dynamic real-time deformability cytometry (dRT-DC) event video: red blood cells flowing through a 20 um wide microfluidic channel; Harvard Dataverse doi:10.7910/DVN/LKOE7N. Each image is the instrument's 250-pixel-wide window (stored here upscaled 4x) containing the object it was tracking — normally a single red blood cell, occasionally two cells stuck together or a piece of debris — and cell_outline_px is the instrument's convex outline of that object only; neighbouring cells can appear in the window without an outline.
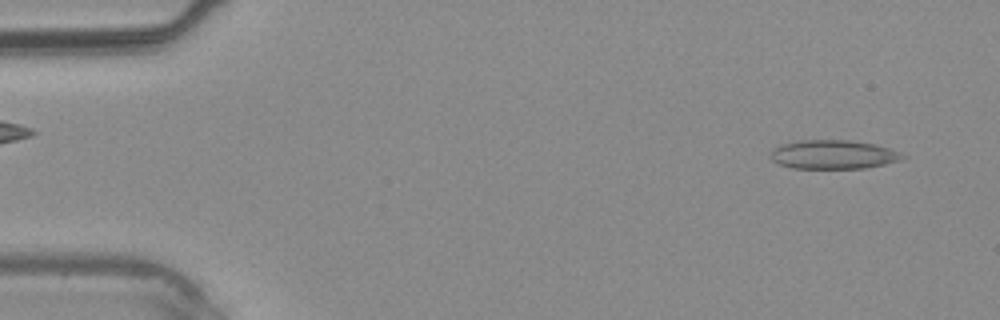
{"species": "common noctule bat (a hibernating species)", "species_latin": "Nyctalus noctula", "temperature_condition": "warm", "stored_images_in_passage": 37, "camera_frame_rate_fps": 3000, "um_per_image_px": 0.085, "animal": {"sex": "male", "body_mass_g": 20.4}, "frame": {"image": 1, "passage_image": 2, "time_ms": 0.333, "image_size_px": [1000, 320], "cell_outline_px": [[908, 156], [900, 160], [884, 164], [864, 168], [792, 168], [780, 164], [772, 160], [772, 152], [780, 144], [800, 140], [848, 140], [876, 144], [900, 152]], "centroid_in_image_um": [70.86, 13.13], "position_along_channel_um": 14.1, "area_um2": 22.08}}
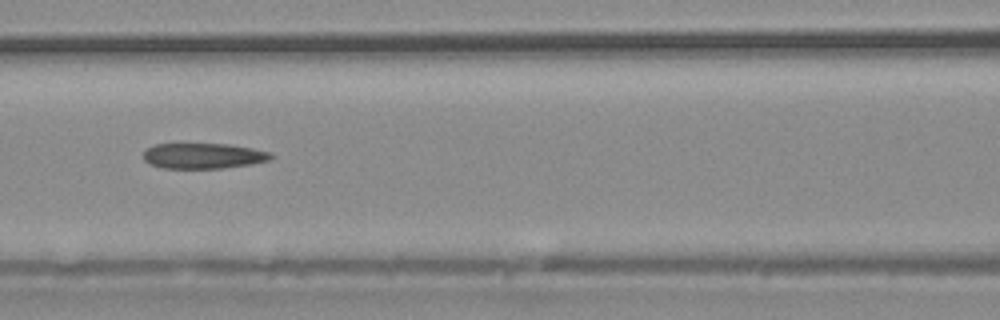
{"frame": {"image": 2, "passage_image": 16, "time_ms": 5.0, "image_size_px": [1000, 320], "cell_outline_px": [[276, 156], [272, 160], [252, 164], [220, 168], [164, 168], [148, 164], [144, 160], [144, 152], [152, 144], [228, 144], [252, 148], [268, 152]], "centroid_in_image_um": [17.3, 13.25], "position_along_channel_um": 149.3, "area_um2": 19.02}}
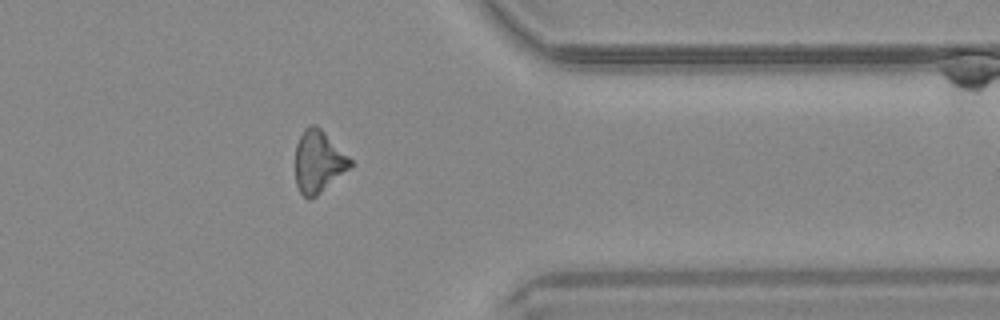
{"frame": {"image": 3, "passage_image": 30, "time_ms": 9.667, "image_size_px": [1000, 320], "cell_outline_px": [[356, 164], [316, 196], [308, 200], [300, 192], [296, 184], [296, 144], [304, 128], [308, 124], [316, 124]], "centroid_in_image_um": [27.08, 13.74], "position_along_channel_um": 384.3, "area_um2": 19.94}}